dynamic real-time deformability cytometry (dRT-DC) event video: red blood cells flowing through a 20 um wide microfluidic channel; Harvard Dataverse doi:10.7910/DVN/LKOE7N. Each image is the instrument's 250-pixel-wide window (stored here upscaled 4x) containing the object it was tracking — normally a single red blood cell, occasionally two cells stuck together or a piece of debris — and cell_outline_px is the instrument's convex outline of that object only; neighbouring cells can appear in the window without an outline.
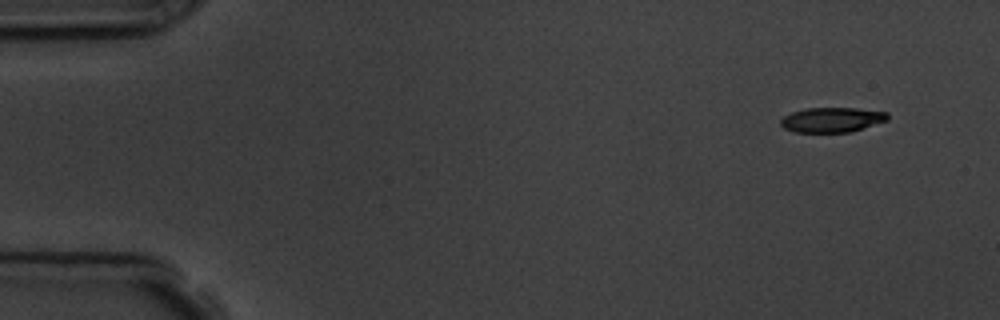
{"species": "common noctule bat (a hibernating species)", "species_latin": "Nyctalus noctula", "temperature_condition": "room temperature", "stored_images_in_passage": 6, "camera_frame_rate_fps": 3000, "um_per_image_px": 0.085, "animal": {"sex": "male", "body_mass_g": 19.5, "forearm_length_mm": 54.6}, "frame": {"image": 1, "passage_image": 1, "time_ms": 0.0, "image_size_px": [1000, 320], "cell_outline_px": [[888, 120], [852, 132], [796, 132], [784, 128], [780, 124], [780, 120], [784, 116], [792, 112], [804, 108], [856, 108], [888, 112]], "centroid_in_image_um": [70.72, 10.18], "position_along_channel_um": 14.3, "area_um2": 15.55}}
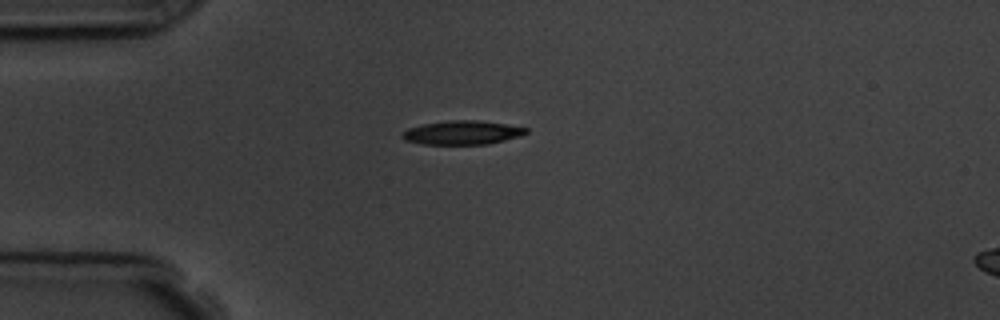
{"frame": {"image": 2, "passage_image": 4, "time_ms": 3.333, "image_size_px": [1000, 320], "cell_outline_px": [[528, 132], [520, 136], [488, 144], [424, 144], [404, 140], [400, 136], [408, 128], [424, 124], [448, 120], [476, 120], [508, 124], [528, 128]], "centroid_in_image_um": [39.31, 11.27], "position_along_channel_um": 45.7, "area_um2": 17.17}}